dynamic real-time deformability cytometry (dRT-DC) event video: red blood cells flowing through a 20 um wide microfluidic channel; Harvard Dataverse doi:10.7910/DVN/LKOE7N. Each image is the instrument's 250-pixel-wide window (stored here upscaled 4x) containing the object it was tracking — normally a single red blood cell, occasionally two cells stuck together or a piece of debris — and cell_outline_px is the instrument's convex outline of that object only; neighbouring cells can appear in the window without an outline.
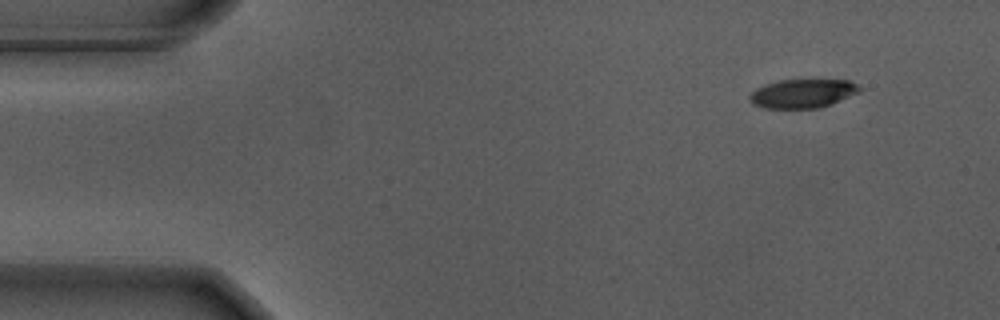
{"species": "Egyptian fruit bat (a non-hibernating species)", "species_latin": "Rousettus aegyptiacus", "temperature_condition": "warm", "stored_images_in_passage": 52, "camera_frame_rate_fps": 3000, "um_per_image_px": 0.085, "animal": {"sex": "male"}, "frame": {"image": 1, "passage_image": 1, "time_ms": 0.0, "image_size_px": [1000, 320], "cell_outline_px": [[860, 92], [832, 104], [820, 108], [764, 108], [752, 104], [748, 96], [756, 88], [764, 84], [776, 80], [848, 80], [856, 84], [860, 88]], "centroid_in_image_um": [68.2, 7.95], "position_along_channel_um": 16.8, "area_um2": 18.55}}
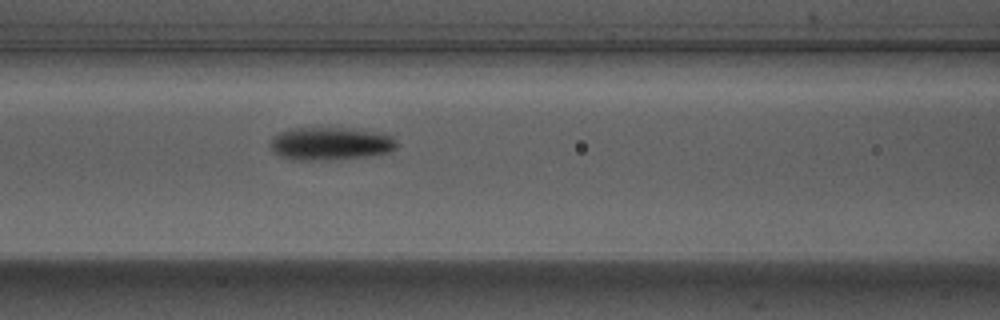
{"frame": {"image": 2, "passage_image": 19, "time_ms": 6.0, "image_size_px": [1000, 320], "cell_outline_px": [[396, 148], [388, 152], [364, 156], [328, 160], [292, 160], [280, 156], [272, 148], [272, 136], [288, 128], [352, 128], [388, 132], [396, 140]], "centroid_in_image_um": [28.13, 12.18], "position_along_channel_um": 138.5, "area_um2": 24.45}}
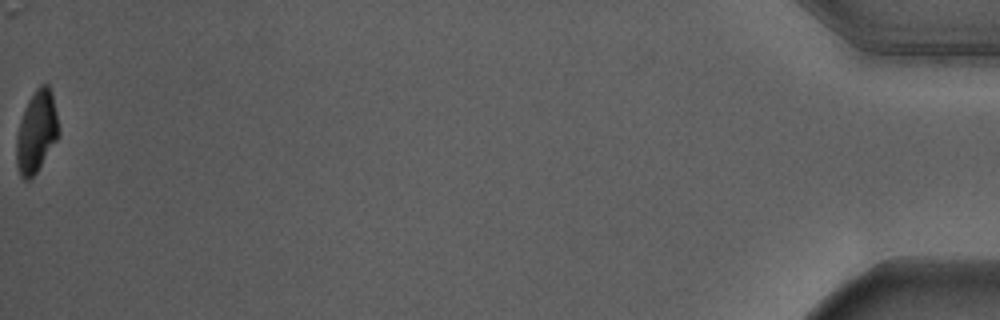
{"frame": {"image": 3, "passage_image": 52, "time_ms": 17.0, "image_size_px": [1000, 320], "cell_outline_px": [[60, 136], [36, 172], [28, 180], [24, 180], [20, 176], [16, 164], [16, 136], [20, 120], [24, 108], [28, 100], [36, 88], [40, 84], [48, 84], [52, 92], [60, 132]], "centroid_in_image_um": [3.1, 11.19], "position_along_channel_um": 432.1, "area_um2": 20.35}, "authors_computed_cell_mechanics": {"area_um2": 21.9929, "velocity_mm_per_s": 3.6627, "shape_relaxation_time_tau1_ms": 2.3248, "shape_relaxation_time_tau2_ms": 2.6017, "deformation_change_tau1": 0.1822, "deformation_change_tau2": 0.0754}}